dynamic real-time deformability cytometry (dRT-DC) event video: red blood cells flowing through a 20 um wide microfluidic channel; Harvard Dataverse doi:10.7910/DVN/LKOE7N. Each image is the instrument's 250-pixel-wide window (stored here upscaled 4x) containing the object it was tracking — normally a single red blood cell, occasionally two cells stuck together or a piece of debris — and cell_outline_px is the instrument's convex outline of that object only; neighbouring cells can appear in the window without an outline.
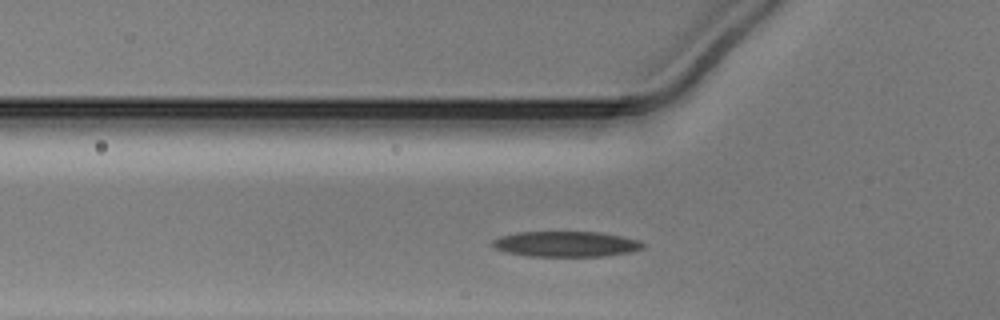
{"species": "Egyptian fruit bat (a non-hibernating species)", "species_latin": "Rousettus aegyptiacus", "temperature_condition": "warm", "stored_images_in_passage": 29, "camera_frame_rate_fps": 3000, "um_per_image_px": 0.085, "animal": {"sex": "male"}, "frame": {"image": 1, "passage_image": 6, "time_ms": 1.667, "image_size_px": [1000, 320], "cell_outline_px": [[644, 248], [632, 252], [600, 256], [528, 256], [508, 252], [496, 248], [492, 244], [492, 240], [500, 236], [516, 232], [600, 232], [640, 240], [644, 244]], "centroid_in_image_um": [48.13, 20.74], "position_along_channel_um": 77.7, "area_um2": 22.25}}
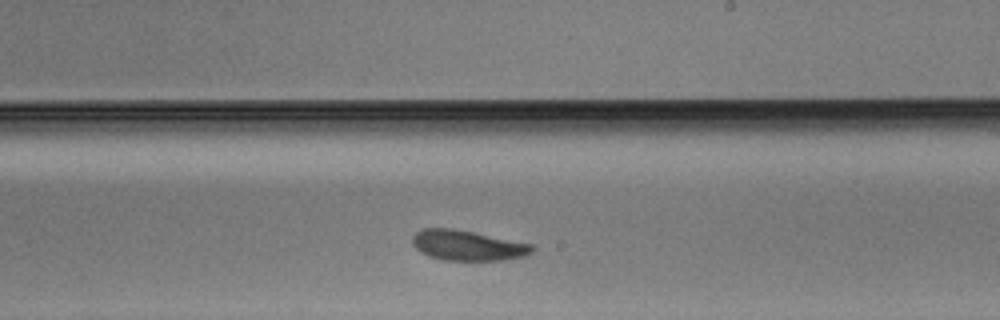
{"frame": {"image": 2, "passage_image": 19, "time_ms": 6.0, "image_size_px": [1000, 320], "cell_outline_px": [[536, 248], [532, 252], [524, 256], [508, 260], [444, 260], [428, 256], [420, 252], [412, 244], [412, 236], [420, 228], [452, 228], [532, 244]], "centroid_in_image_um": [39.72, 20.86], "position_along_channel_um": 249.3, "area_um2": 21.15}}
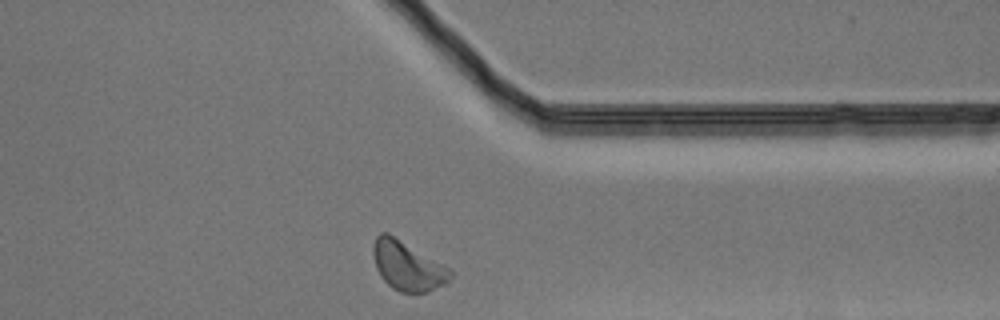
{"frame": {"image": 3, "passage_image": 29, "time_ms": 9.333, "image_size_px": [1000, 320], "cell_outline_px": [[452, 276], [444, 284], [428, 292], [400, 292], [392, 288], [380, 276], [376, 268], [372, 252], [372, 244], [376, 236], [380, 232], [388, 232], [452, 268]], "centroid_in_image_um": [34.64, 22.57], "position_along_channel_um": 376.8, "area_um2": 22.43}}